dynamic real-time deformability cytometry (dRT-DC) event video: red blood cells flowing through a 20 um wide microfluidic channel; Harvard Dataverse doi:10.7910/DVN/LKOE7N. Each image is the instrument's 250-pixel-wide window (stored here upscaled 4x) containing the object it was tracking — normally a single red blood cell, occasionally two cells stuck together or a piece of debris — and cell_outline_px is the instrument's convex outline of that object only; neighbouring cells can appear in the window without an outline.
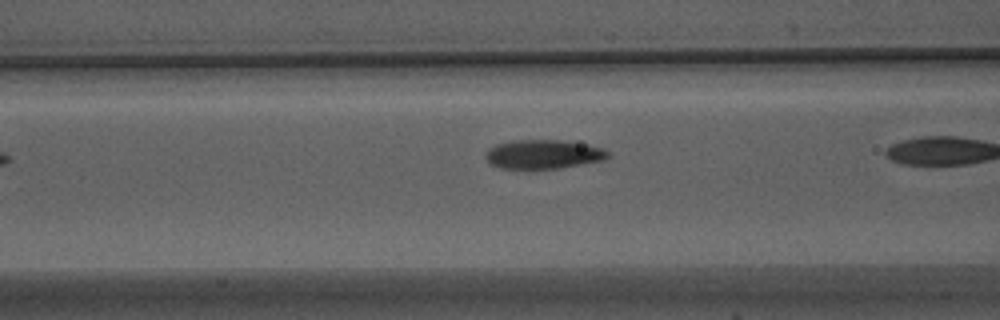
{"species": "Egyptian fruit bat (a non-hibernating species)", "species_latin": "Rousettus aegyptiacus", "temperature_condition": "warm", "stored_images_in_passage": 10, "camera_frame_rate_fps": 3000, "um_per_image_px": 0.085, "animal": {"sex": "male"}, "frame": {"image": 1, "passage_image": 6, "time_ms": 1.667, "image_size_px": [1000, 320], "cell_outline_px": [[612, 156], [604, 160], [560, 168], [500, 168], [492, 164], [484, 156], [488, 148], [496, 144], [512, 140], [560, 140], [600, 148], [608, 152]], "centroid_in_image_um": [46.15, 13.11], "position_along_channel_um": 120.5, "area_um2": 20.4}}
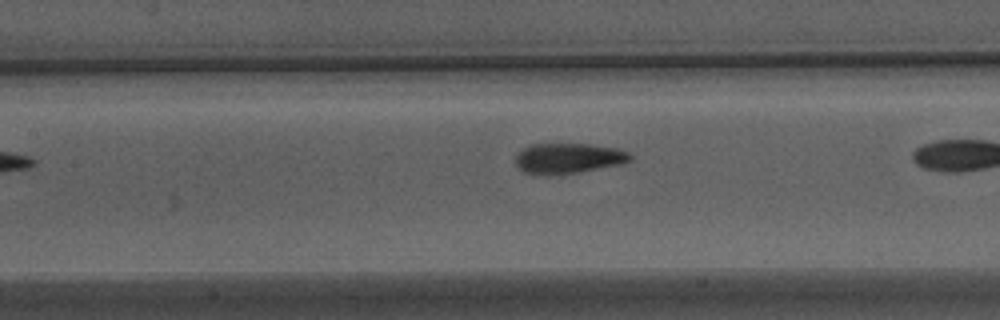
{"frame": {"image": 2, "passage_image": 9, "time_ms": 2.667, "image_size_px": [1000, 320], "cell_outline_px": [[632, 160], [620, 164], [576, 172], [552, 176], [544, 176], [524, 172], [516, 164], [516, 152], [532, 144], [592, 144], [616, 148], [628, 152], [632, 156]], "centroid_in_image_um": [48.28, 13.46], "position_along_channel_um": 159.1, "area_um2": 20.35}}